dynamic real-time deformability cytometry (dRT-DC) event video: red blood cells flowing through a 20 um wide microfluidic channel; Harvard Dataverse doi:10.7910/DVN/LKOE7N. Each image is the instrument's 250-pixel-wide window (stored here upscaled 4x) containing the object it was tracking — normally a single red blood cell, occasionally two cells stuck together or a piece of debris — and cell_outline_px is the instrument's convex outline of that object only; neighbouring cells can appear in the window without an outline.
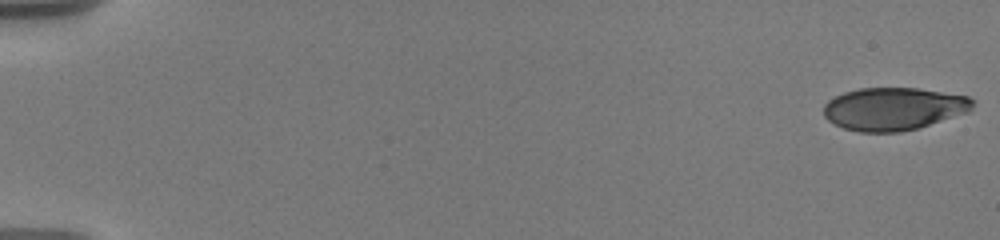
{"species": "human", "species_latin": "Homo sapiens", "temperature_condition": "warm", "stored_images_in_passage": 54, "camera_frame_rate_fps": 3000, "um_per_image_px": 0.085, "donor": {"sex": "male"}, "frame": {"image": 1, "passage_image": 1, "time_ms": 0.0, "image_size_px": [1000, 240], "cell_outline_px": [[976, 100], [972, 108], [968, 112], [916, 128], [900, 132], [860, 132], [844, 128], [828, 120], [824, 116], [824, 104], [828, 100], [844, 92], [860, 88], [920, 88], [968, 96]], "centroid_in_image_um": [75.97, 9.24], "position_along_channel_um": 9.0, "area_um2": 37.05}}
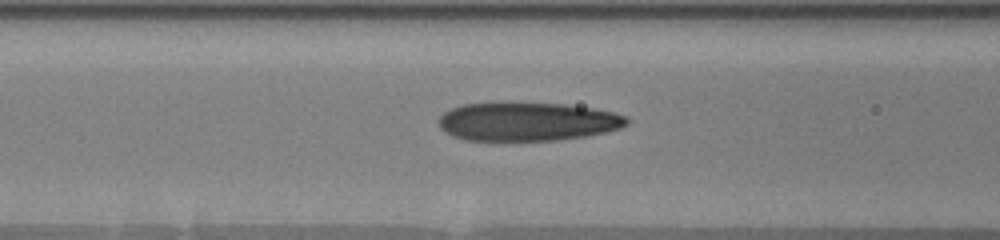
{"frame": {"image": 2, "passage_image": 26, "time_ms": 8.0, "image_size_px": [1000, 240], "cell_outline_px": [[632, 120], [628, 124], [620, 128], [608, 132], [560, 140], [464, 140], [452, 136], [444, 132], [440, 128], [436, 120], [444, 112], [460, 104], [564, 104], [592, 108], [612, 112], [628, 116]], "centroid_in_image_um": [44.84, 10.35], "position_along_channel_um": 121.8, "area_um2": 42.14}}
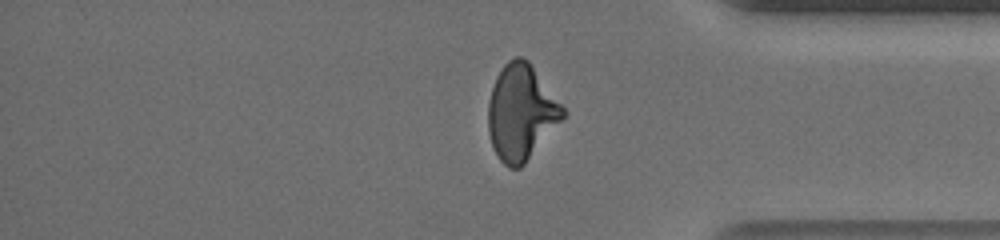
{"frame": {"image": 3, "passage_image": 48, "time_ms": 15.667, "image_size_px": [1000, 240], "cell_outline_px": [[568, 112], [524, 164], [520, 168], [508, 168], [500, 160], [492, 148], [488, 132], [488, 104], [492, 88], [496, 76], [504, 64], [508, 60], [516, 56], [524, 56], [528, 60]], "centroid_in_image_um": [44.28, 9.54], "position_along_channel_um": 390.9, "area_um2": 41.56}, "authors_computed_cell_mechanics": {"area_um2": 41.2981, "velocity_mm_per_s": 3.6387, "shape_relaxation_time_tau1_ms": 5.3107, "shape_relaxation_time_tau2_ms": 1.3494, "deformation_change_tau1": 0.222, "deformation_change_tau2": 0.0954}}